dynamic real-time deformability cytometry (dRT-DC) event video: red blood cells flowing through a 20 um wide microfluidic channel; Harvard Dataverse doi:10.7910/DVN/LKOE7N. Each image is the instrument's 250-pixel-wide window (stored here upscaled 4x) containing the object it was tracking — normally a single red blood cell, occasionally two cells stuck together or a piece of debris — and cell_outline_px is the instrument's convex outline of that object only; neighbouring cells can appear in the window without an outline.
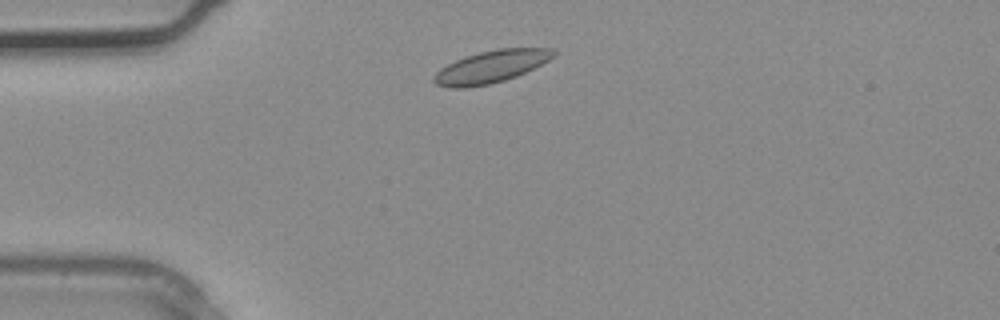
{"species": "common noctule bat (a hibernating species)", "species_latin": "Nyctalus noctula", "temperature_condition": "warm", "stored_images_in_passage": 1, "camera_frame_rate_fps": 3000, "um_per_image_px": 0.085, "animal": {"sex": "male", "body_mass_g": 20.4}, "frame": {"image": 1, "passage_image": 1, "time_ms": 0.0, "image_size_px": [1000, 320], "cell_outline_px": [[556, 56], [516, 76], [504, 80], [488, 84], [468, 88], [448, 88], [436, 84], [432, 80], [432, 76], [440, 68], [464, 56], [496, 48], [552, 48], [556, 52]], "centroid_in_image_um": [41.7, 5.67], "position_along_channel_um": 43.3, "area_um2": 22.48}}